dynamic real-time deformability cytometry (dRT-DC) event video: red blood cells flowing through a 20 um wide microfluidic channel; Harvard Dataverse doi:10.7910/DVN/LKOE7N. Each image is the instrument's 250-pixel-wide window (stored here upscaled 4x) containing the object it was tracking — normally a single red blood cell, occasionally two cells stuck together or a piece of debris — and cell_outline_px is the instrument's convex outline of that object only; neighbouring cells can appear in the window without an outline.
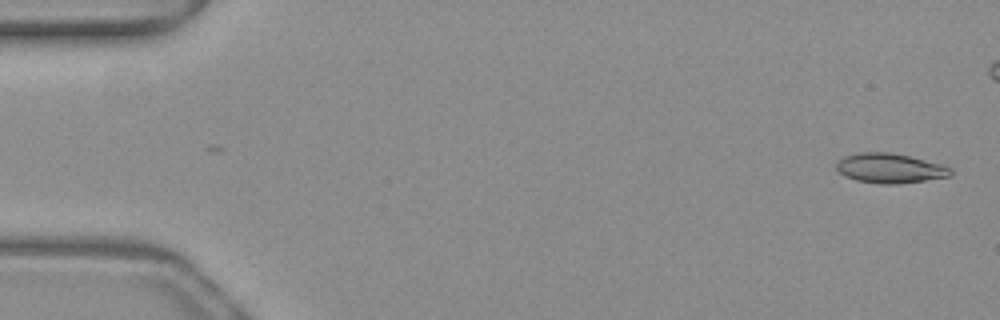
{"species": "common noctule bat (a hibernating species)", "species_latin": "Nyctalus noctula", "temperature_condition": "warm", "stored_images_in_passage": 14, "camera_frame_rate_fps": 3000, "um_per_image_px": 0.085, "animal": {"sex": "female", "body_mass_g": 19.3, "forearm_length_mm": 54.1}, "frame": {"image": 1, "passage_image": 1, "time_ms": 0.0, "image_size_px": [1000, 320], "cell_outline_px": [[952, 176], [896, 184], [880, 184], [856, 180], [844, 176], [836, 168], [836, 164], [844, 156], [860, 152], [892, 152], [940, 164], [952, 168]], "centroid_in_image_um": [75.63, 14.3], "position_along_channel_um": 9.4, "area_um2": 19.65}}